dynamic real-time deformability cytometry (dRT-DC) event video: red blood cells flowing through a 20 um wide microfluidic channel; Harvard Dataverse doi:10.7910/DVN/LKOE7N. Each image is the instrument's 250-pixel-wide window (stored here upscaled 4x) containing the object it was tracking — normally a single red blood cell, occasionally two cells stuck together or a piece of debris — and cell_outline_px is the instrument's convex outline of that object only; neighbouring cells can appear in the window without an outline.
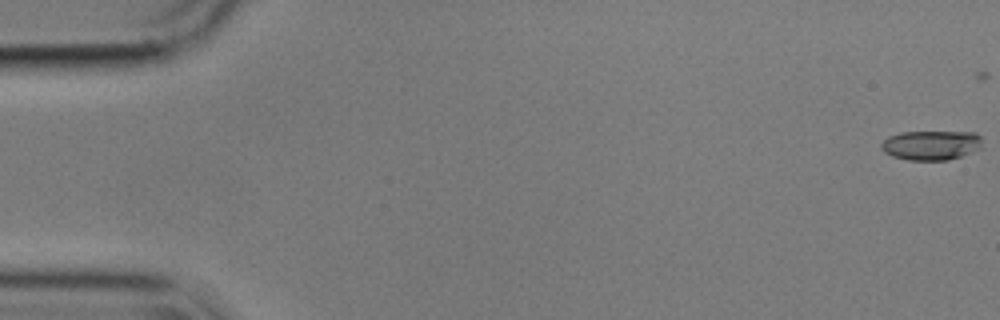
{"species": "common noctule bat (a hibernating species)", "species_latin": "Nyctalus noctula", "temperature_condition": "cold", "stored_images_in_passage": 24, "camera_frame_rate_fps": 3000, "um_per_image_px": 0.085, "animal": {"sex": "male", "body_mass_g": 17.9}, "frame": {"image": 1, "passage_image": 1, "time_ms": 0.0, "image_size_px": [1000, 320], "cell_outline_px": [[980, 148], [960, 156], [948, 160], [908, 160], [892, 156], [884, 152], [880, 148], [880, 144], [888, 136], [900, 132], [976, 132], [980, 136]], "centroid_in_image_um": [79.09, 12.34], "position_along_channel_um": 5.9, "area_um2": 17.34}}
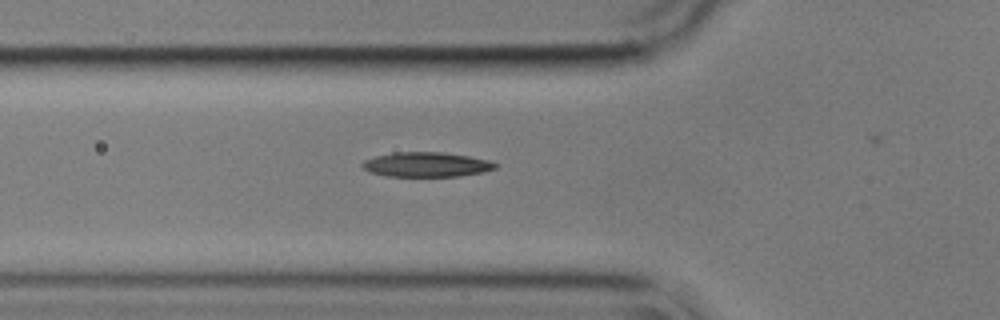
{"frame": {"image": 2, "passage_image": 20, "time_ms": 6.333, "image_size_px": [1000, 320], "cell_outline_px": [[500, 164], [496, 168], [480, 172], [460, 176], [388, 176], [368, 172], [360, 164], [364, 160], [376, 156], [392, 152], [444, 152], [468, 156], [488, 160]], "centroid_in_image_um": [36.23, 13.98], "position_along_channel_um": 89.6, "area_um2": 19.13}}
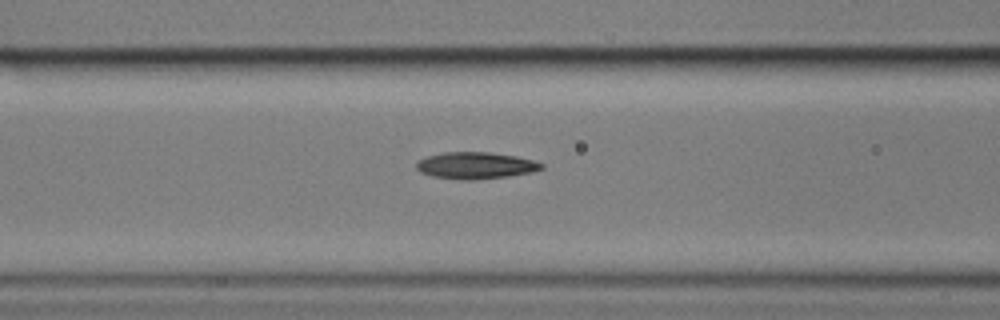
{"frame": {"image": 3, "passage_image": 23, "time_ms": 7.333, "image_size_px": [1000, 320], "cell_outline_px": [[544, 168], [532, 172], [508, 176], [472, 180], [464, 180], [432, 176], [420, 172], [416, 168], [416, 160], [428, 156], [444, 152], [488, 152], [516, 156], [532, 160], [544, 164]], "centroid_in_image_um": [40.41, 14.06], "position_along_channel_um": 126.2, "area_um2": 19.48}}